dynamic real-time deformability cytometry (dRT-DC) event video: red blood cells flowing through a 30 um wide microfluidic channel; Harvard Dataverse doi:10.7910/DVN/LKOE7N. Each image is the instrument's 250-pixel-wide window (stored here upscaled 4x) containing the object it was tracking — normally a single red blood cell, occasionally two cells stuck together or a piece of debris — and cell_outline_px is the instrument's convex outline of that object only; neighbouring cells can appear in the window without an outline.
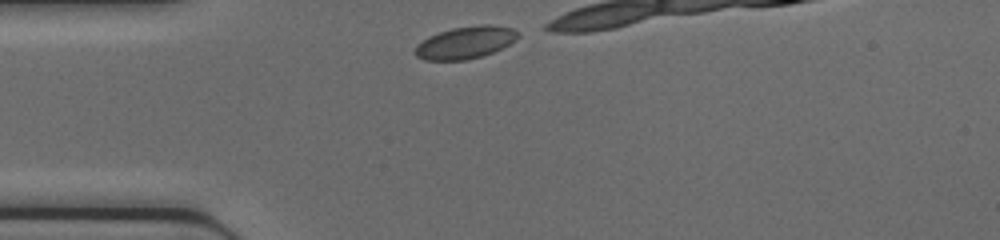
{"species": "common noctule bat (a hibernating species)", "species_latin": "Nyctalus noctula", "temperature_condition": "cold", "stored_images_in_passage": 8, "camera_frame_rate_fps": 3000, "um_per_image_px": 0.085, "animal": {"sex": "female", "body_mass_g": 17.0, "forearm_length_mm": 48.0}, "frame": {"image": 1, "passage_image": 1, "time_ms": 0.0, "image_size_px": [1000, 240], "cell_outline_px": [[520, 36], [516, 40], [492, 52], [480, 56], [464, 60], [424, 60], [416, 56], [412, 52], [428, 36], [452, 28], [480, 24], [488, 24], [512, 28], [520, 32]], "centroid_in_image_um": [39.57, 3.6], "position_along_channel_um": 45.4, "area_um2": 19.19}}
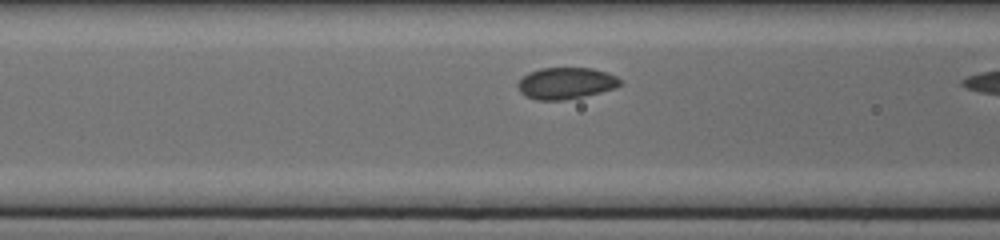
{"frame": {"image": 2, "passage_image": 7, "time_ms": 2.0, "image_size_px": [1000, 240], "cell_outline_px": [[620, 84], [612, 88], [600, 92], [584, 96], [564, 100], [536, 100], [524, 96], [520, 92], [516, 84], [528, 72], [540, 68], [592, 68], [608, 72], [616, 76], [620, 80]], "centroid_in_image_um": [48.05, 7.07], "position_along_channel_um": 118.5, "area_um2": 18.79}}